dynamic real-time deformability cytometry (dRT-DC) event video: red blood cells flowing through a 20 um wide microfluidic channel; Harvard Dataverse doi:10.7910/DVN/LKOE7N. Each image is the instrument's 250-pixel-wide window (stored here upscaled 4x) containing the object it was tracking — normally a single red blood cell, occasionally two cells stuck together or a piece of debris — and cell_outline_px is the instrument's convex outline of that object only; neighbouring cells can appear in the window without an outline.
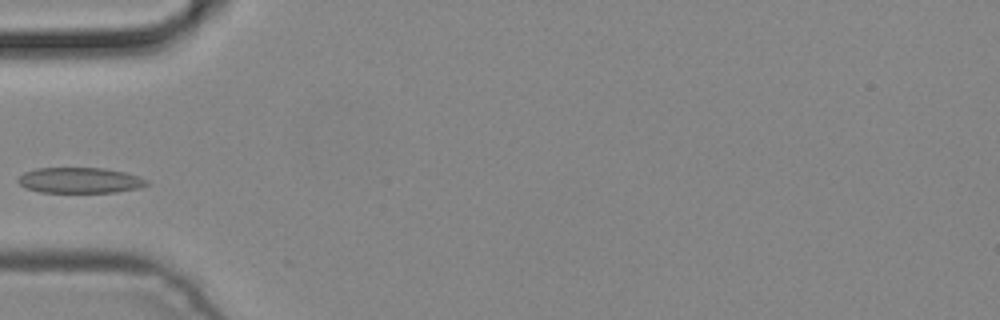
{"species": "common noctule bat (a hibernating species)", "species_latin": "Nyctalus noctula", "temperature_condition": "cold", "stored_images_in_passage": 3, "camera_frame_rate_fps": 3000, "um_per_image_px": 0.085, "animal": {"sex": "male", "body_mass_g": 19.2, "forearm_length_mm": 51.8}, "frame": {"image": 1, "passage_image": 3, "time_ms": 0.667, "image_size_px": [1000, 320], "cell_outline_px": [[148, 184], [140, 188], [116, 192], [40, 192], [24, 188], [16, 180], [24, 172], [36, 168], [104, 168], [124, 172], [140, 176], [148, 180]], "centroid_in_image_um": [6.79, 15.33], "position_along_channel_um": 78.2, "area_um2": 19.31}}